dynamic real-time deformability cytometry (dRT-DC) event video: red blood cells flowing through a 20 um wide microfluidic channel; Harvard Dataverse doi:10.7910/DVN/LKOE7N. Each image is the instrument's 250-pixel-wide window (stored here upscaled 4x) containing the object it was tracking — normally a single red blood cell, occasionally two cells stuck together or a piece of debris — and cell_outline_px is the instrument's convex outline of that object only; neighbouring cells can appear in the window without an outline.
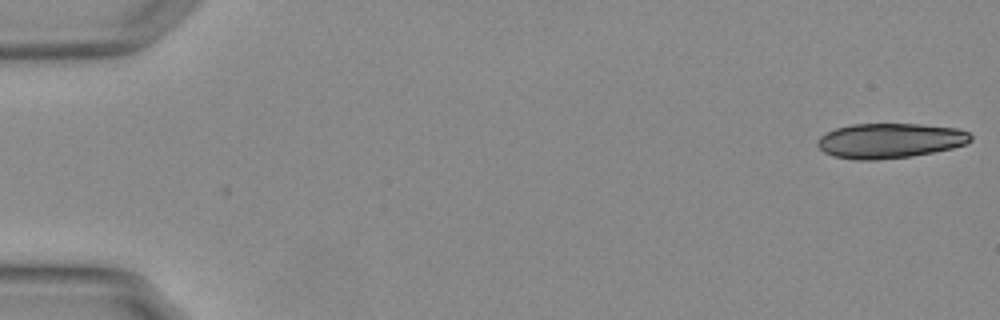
{"species": "Egyptian fruit bat (a non-hibernating species)", "species_latin": "Rousettus aegyptiacus", "temperature_condition": "warm", "stored_images_in_passage": 2, "camera_frame_rate_fps": 3000, "um_per_image_px": 0.085, "animal": {"sex": "female"}, "frame": {"image": 1, "passage_image": 2, "time_ms": 0.333, "image_size_px": [1000, 320], "cell_outline_px": [[972, 140], [964, 144], [952, 148], [912, 156], [876, 160], [856, 160], [832, 156], [824, 152], [816, 144], [816, 140], [820, 136], [836, 128], [852, 124], [920, 124], [956, 128], [968, 132], [972, 136]], "centroid_in_image_um": [75.61, 11.96], "position_along_channel_um": 9.4, "area_um2": 31.21}}